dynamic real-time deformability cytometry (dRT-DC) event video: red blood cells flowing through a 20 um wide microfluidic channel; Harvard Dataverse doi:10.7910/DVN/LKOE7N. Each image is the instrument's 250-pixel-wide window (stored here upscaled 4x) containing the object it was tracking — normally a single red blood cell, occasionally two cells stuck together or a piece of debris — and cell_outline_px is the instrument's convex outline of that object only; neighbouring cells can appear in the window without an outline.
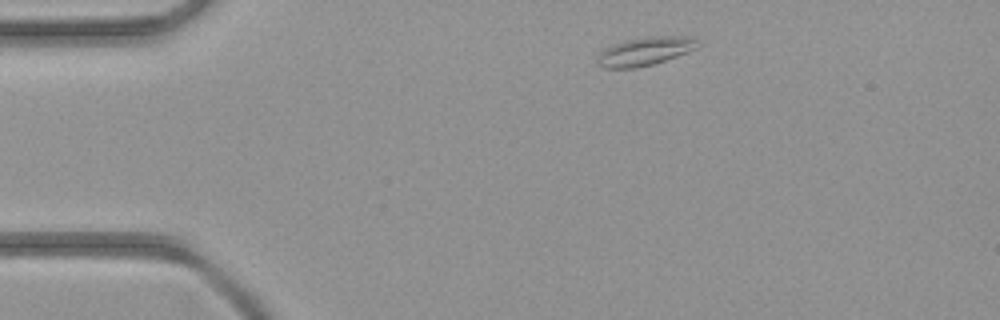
{"species": "common noctule bat (a hibernating species)", "species_latin": "Nyctalus noctula", "temperature_condition": "room temperature", "stored_images_in_passage": 2, "camera_frame_rate_fps": 3000, "um_per_image_px": 0.085, "animal": {"sex": "female", "body_mass_g": 21.9}, "frame": {"image": 1, "passage_image": 1, "time_ms": 0.0, "image_size_px": [1000, 320], "cell_outline_px": [[700, 44], [696, 48], [688, 52], [652, 64], [636, 68], [604, 68], [596, 60], [596, 56], [604, 48], [612, 44], [624, 40], [648, 36], [696, 36], [700, 40]], "centroid_in_image_um": [54.85, 4.33], "position_along_channel_um": 30.2, "area_um2": 16.88}}